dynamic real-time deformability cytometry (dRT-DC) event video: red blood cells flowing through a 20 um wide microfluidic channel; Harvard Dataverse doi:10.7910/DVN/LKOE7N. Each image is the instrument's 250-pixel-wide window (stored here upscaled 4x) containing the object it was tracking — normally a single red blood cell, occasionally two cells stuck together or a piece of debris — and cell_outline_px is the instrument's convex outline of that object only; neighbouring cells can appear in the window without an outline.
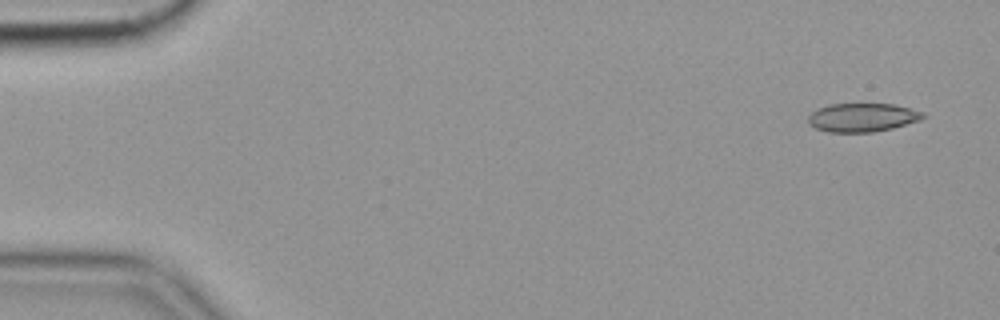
{"species": "common noctule bat (a hibernating species)", "species_latin": "Nyctalus noctula", "temperature_condition": "cold", "stored_images_in_passage": 56, "camera_frame_rate_fps": 3000, "um_per_image_px": 0.085, "animal": {"sex": "female", "body_mass_g": 19.9}, "frame": {"image": 1, "passage_image": 3, "time_ms": 0.667, "image_size_px": [1000, 320], "cell_outline_px": [[924, 116], [920, 120], [892, 128], [872, 132], [828, 132], [816, 128], [808, 120], [808, 116], [816, 108], [828, 104], [896, 104], [924, 112]], "centroid_in_image_um": [73.3, 9.97], "position_along_channel_um": 11.7, "area_um2": 19.07}}
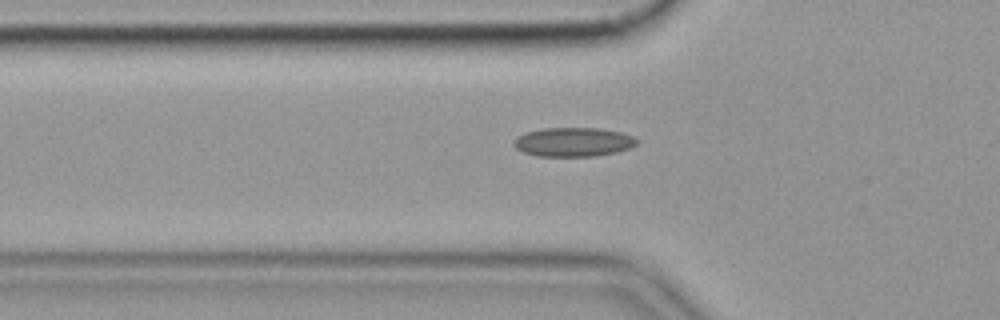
{"frame": {"image": 2, "passage_image": 19, "time_ms": 6.0, "image_size_px": [1000, 320], "cell_outline_px": [[640, 140], [636, 144], [628, 148], [616, 152], [592, 156], [536, 156], [524, 152], [516, 148], [512, 144], [512, 140], [516, 136], [524, 132], [544, 128], [600, 128], [620, 132], [632, 136]], "centroid_in_image_um": [48.68, 12.06], "position_along_channel_um": 77.1, "area_um2": 20.92}}
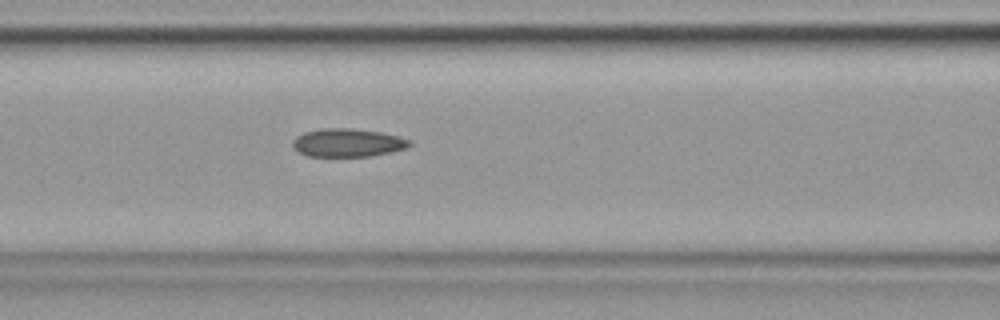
{"frame": {"image": 3, "passage_image": 24, "time_ms": 7.667, "image_size_px": [1000, 320], "cell_outline_px": [[412, 144], [404, 148], [392, 152], [372, 156], [308, 156], [292, 148], [292, 140], [296, 136], [304, 132], [320, 128], [352, 128], [380, 132], [400, 136], [412, 140]], "centroid_in_image_um": [29.55, 12.12], "position_along_channel_um": 137.1, "area_um2": 19.42}, "authors_computed_cell_mechanics": {"area_um2": 19.3919, "velocity_mm_per_s": 3.5648, "shape_relaxation_time_tau1_ms": null, "shape_relaxation_time_tau2_ms": 6.5006, "deformation_change_tau1": null, "deformation_change_tau2": 0.1481}}